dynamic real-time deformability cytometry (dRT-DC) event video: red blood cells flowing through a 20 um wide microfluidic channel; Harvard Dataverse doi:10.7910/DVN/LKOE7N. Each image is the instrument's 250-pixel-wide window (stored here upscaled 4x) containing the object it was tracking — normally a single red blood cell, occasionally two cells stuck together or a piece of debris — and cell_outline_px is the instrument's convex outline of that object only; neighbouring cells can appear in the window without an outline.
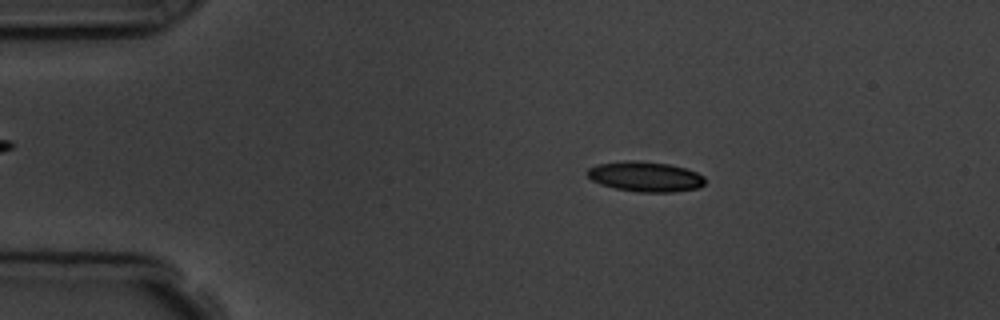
{"species": "common noctule bat (a hibernating species)", "species_latin": "Nyctalus noctula", "temperature_condition": "room temperature", "stored_images_in_passage": 5, "camera_frame_rate_fps": 3000, "um_per_image_px": 0.085, "animal": {"sex": "male", "body_mass_g": 19.5, "forearm_length_mm": 54.6}, "frame": {"image": 1, "passage_image": 2, "time_ms": 1.0, "image_size_px": [1000, 320], "cell_outline_px": [[704, 184], [696, 188], [672, 192], [640, 192], [616, 188], [600, 184], [592, 180], [584, 172], [588, 168], [596, 164], [632, 160], [636, 160], [668, 164], [684, 168], [696, 172], [704, 176]], "centroid_in_image_um": [54.81, 15.0], "position_along_channel_um": 30.2, "area_um2": 20.52}}
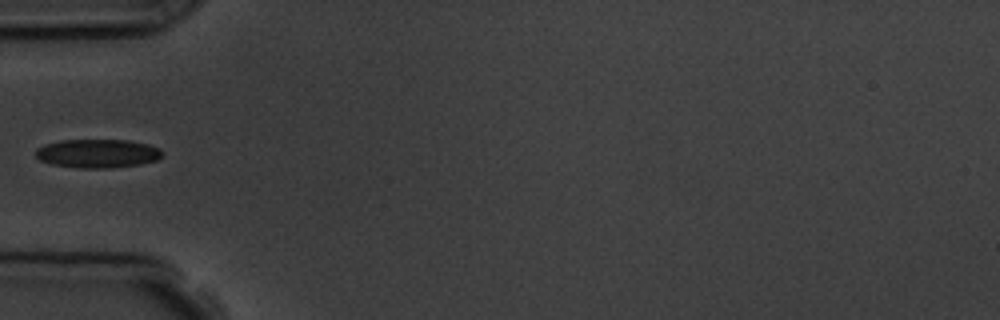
{"frame": {"image": 2, "passage_image": 4, "time_ms": 3.667, "image_size_px": [1000, 320], "cell_outline_px": [[164, 152], [156, 160], [140, 164], [112, 168], [80, 168], [52, 164], [40, 160], [36, 156], [36, 148], [44, 144], [60, 140], [128, 140], [148, 144], [160, 148]], "centroid_in_image_um": [8.29, 13.04], "position_along_channel_um": 76.7, "area_um2": 21.21}}